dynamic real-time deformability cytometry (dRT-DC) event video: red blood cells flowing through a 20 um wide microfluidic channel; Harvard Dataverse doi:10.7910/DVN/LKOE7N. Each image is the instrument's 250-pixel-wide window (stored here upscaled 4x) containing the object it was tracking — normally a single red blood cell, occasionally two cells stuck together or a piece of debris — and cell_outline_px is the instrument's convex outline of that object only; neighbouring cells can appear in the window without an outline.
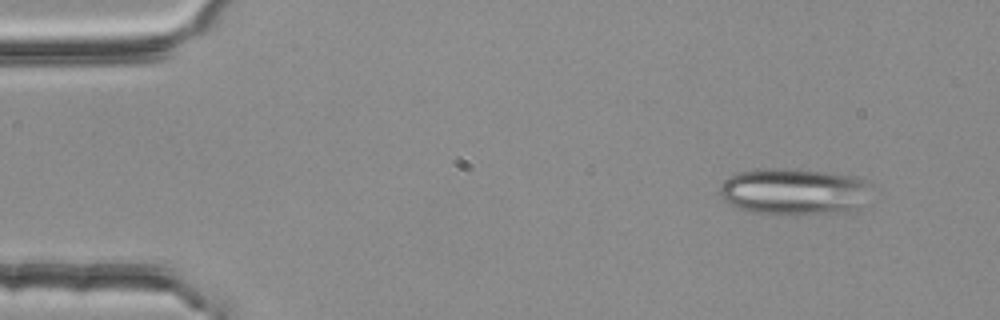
{"species": "common noctule bat (a hibernating species)", "species_latin": "Nyctalus noctula", "temperature_condition": "room temperature", "stored_images_in_passage": 7, "segment_of_instrument_passage": [1, 2], "camera_frame_rate_fps": 3000, "um_per_image_px": 0.085, "animal": {"sex": "female", "body_mass_g": 25.1}, "frame": {"image": 1, "passage_image": 1, "time_ms": 0.0, "image_size_px": [1000, 320], "cell_outline_px": [[864, 180], [856, 208], [836, 212], [792, 216], [752, 212], [736, 208], [724, 200], [720, 196], [720, 188], [724, 180], [728, 176], [740, 172], [760, 168], [788, 168], [824, 172], [852, 176]], "centroid_in_image_um": [67.25, 16.28], "position_along_channel_um": 17.8, "area_um2": 40.17}}